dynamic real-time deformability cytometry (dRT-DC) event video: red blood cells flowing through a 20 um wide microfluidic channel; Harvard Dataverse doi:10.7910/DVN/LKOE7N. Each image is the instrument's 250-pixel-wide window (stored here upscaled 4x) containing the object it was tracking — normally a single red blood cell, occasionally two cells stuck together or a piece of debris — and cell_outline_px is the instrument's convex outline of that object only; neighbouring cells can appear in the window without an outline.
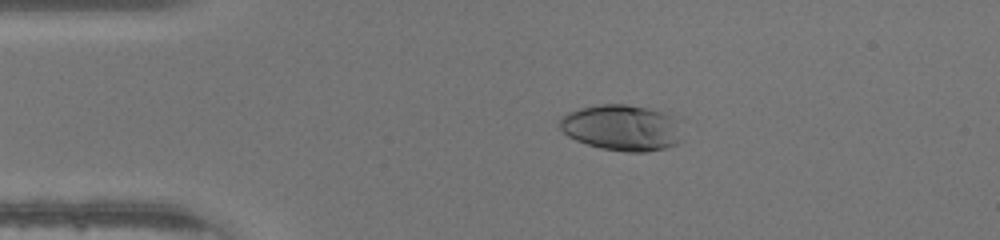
{"species": "human", "species_latin": "Homo sapiens", "temperature_condition": "warm", "stored_images_in_passage": 45, "camera_frame_rate_fps": 3000, "um_per_image_px": 0.085, "donor": {"sex": "male"}, "frame": {"image": 1, "passage_image": 8, "time_ms": 2.333, "image_size_px": [1000, 240], "cell_outline_px": [[684, 120], [680, 140], [676, 144], [664, 148], [648, 152], [628, 152], [600, 148], [576, 140], [568, 136], [560, 128], [556, 120], [560, 116], [568, 112], [580, 108], [600, 104], [628, 104], [672, 112], [684, 116]], "centroid_in_image_um": [52.97, 10.82], "position_along_channel_um": 32.0, "area_um2": 34.22}}
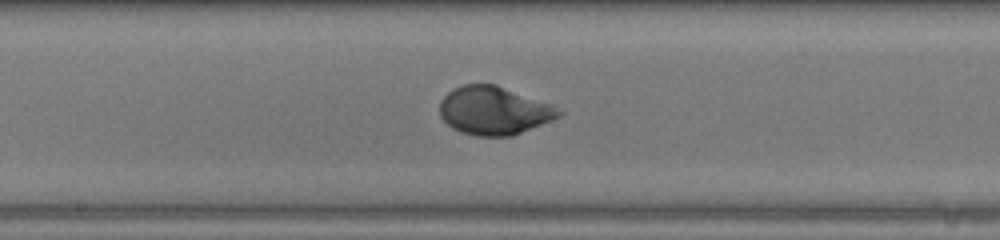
{"frame": {"image": 2, "passage_image": 23, "time_ms": 7.333, "image_size_px": [1000, 240], "cell_outline_px": [[564, 112], [560, 116], [512, 136], [476, 136], [460, 132], [452, 128], [440, 116], [440, 100], [452, 88], [464, 84], [496, 84], [552, 104]], "centroid_in_image_um": [41.97, 9.39], "position_along_channel_um": 206.2, "area_um2": 33.52}}
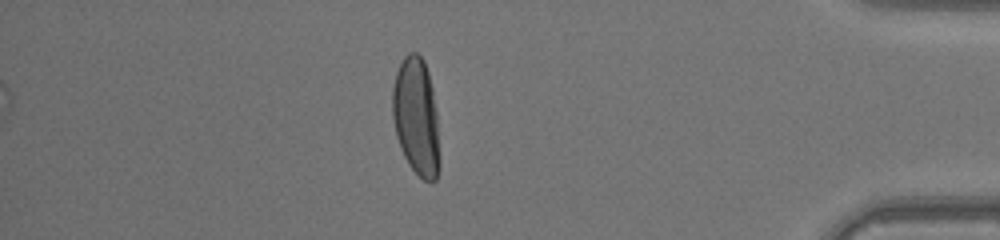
{"frame": {"image": 3, "passage_image": 39, "time_ms": 12.667, "image_size_px": [1000, 240], "cell_outline_px": [[440, 168], [436, 180], [432, 184], [424, 180], [408, 164], [400, 148], [396, 136], [392, 116], [392, 88], [396, 72], [404, 56], [408, 52], [416, 52], [424, 60], [428, 72], [432, 88], [436, 112], [440, 156]], "centroid_in_image_um": [35.38, 9.95], "position_along_channel_um": 399.8, "area_um2": 32.66}}